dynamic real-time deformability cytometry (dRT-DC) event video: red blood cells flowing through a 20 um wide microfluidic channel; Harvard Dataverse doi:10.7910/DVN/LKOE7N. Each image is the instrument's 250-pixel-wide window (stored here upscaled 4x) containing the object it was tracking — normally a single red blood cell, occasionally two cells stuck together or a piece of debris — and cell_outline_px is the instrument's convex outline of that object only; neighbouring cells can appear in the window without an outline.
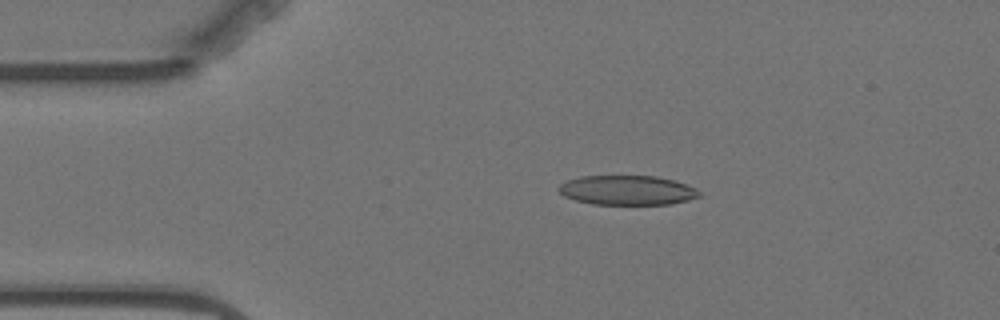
{"species": "Egyptian fruit bat (a non-hibernating species)", "species_latin": "Rousettus aegyptiacus", "temperature_condition": "warm", "stored_images_in_passage": 6, "camera_frame_rate_fps": 3000, "um_per_image_px": 0.085, "animal": {"sex": "female"}, "frame": {"image": 1, "passage_image": 3, "time_ms": 2.667, "image_size_px": [1000, 320], "cell_outline_px": [[700, 196], [688, 200], [668, 204], [592, 204], [576, 200], [564, 196], [556, 188], [560, 184], [568, 180], [580, 176], [656, 176], [672, 180], [696, 188], [700, 192]], "centroid_in_image_um": [53.29, 16.17], "position_along_channel_um": 31.7, "area_um2": 24.04}}
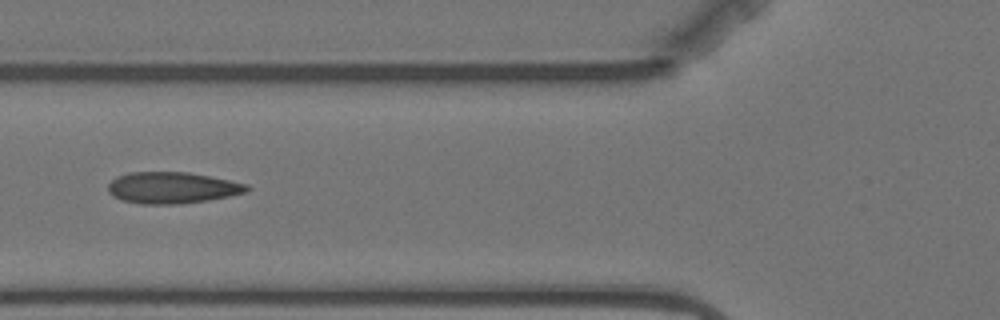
{"frame": {"image": 2, "passage_image": 6, "time_ms": 6.0, "image_size_px": [1000, 320], "cell_outline_px": [[252, 188], [248, 192], [208, 200], [180, 204], [140, 204], [120, 200], [112, 196], [108, 192], [108, 184], [116, 176], [128, 172], [188, 172], [248, 184]], "centroid_in_image_um": [14.61, 15.96], "position_along_channel_um": 111.2, "area_um2": 25.61}}